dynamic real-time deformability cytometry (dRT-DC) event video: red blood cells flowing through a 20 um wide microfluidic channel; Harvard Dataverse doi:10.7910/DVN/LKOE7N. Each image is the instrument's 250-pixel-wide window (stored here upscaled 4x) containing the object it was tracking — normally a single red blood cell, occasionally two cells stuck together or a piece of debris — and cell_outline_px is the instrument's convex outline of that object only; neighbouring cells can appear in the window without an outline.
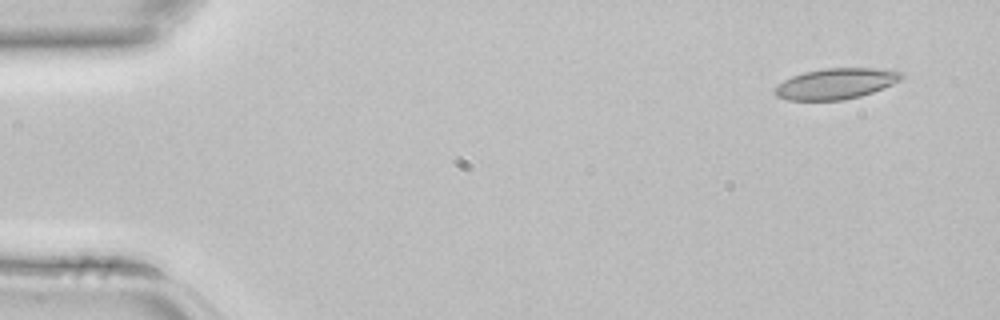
{"species": "common noctule bat (a hibernating species)", "species_latin": "Nyctalus noctula", "temperature_condition": "room temperature", "stored_images_in_passage": 3, "camera_frame_rate_fps": 3000, "um_per_image_px": 0.085, "animal": {"sex": "female", "body_mass_g": 22.7, "forearm_length_mm": 54.2}, "frame": {"image": 1, "passage_image": 1, "time_ms": 0.0, "image_size_px": [1000, 320], "cell_outline_px": [[904, 76], [900, 80], [892, 84], [872, 92], [860, 96], [844, 100], [788, 100], [776, 96], [772, 92], [772, 88], [784, 80], [792, 76], [804, 72], [824, 68], [876, 68], [904, 72]], "centroid_in_image_um": [71.01, 7.11], "position_along_channel_um": 14.0, "area_um2": 22.83}}
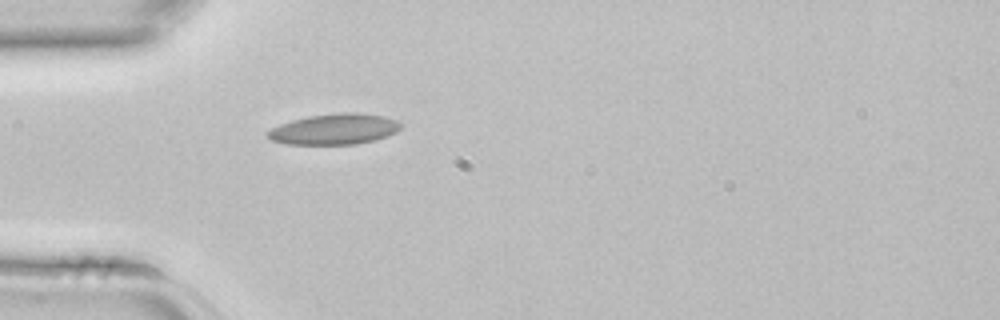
{"frame": {"image": 2, "passage_image": 3, "time_ms": 0.667, "image_size_px": [1000, 320], "cell_outline_px": [[400, 128], [396, 132], [388, 136], [376, 140], [356, 144], [284, 144], [272, 140], [264, 132], [280, 124], [292, 120], [308, 116], [340, 112], [356, 112], [384, 116], [396, 120], [400, 124]], "centroid_in_image_um": [28.42, 10.97], "position_along_channel_um": 56.6, "area_um2": 23.93}}